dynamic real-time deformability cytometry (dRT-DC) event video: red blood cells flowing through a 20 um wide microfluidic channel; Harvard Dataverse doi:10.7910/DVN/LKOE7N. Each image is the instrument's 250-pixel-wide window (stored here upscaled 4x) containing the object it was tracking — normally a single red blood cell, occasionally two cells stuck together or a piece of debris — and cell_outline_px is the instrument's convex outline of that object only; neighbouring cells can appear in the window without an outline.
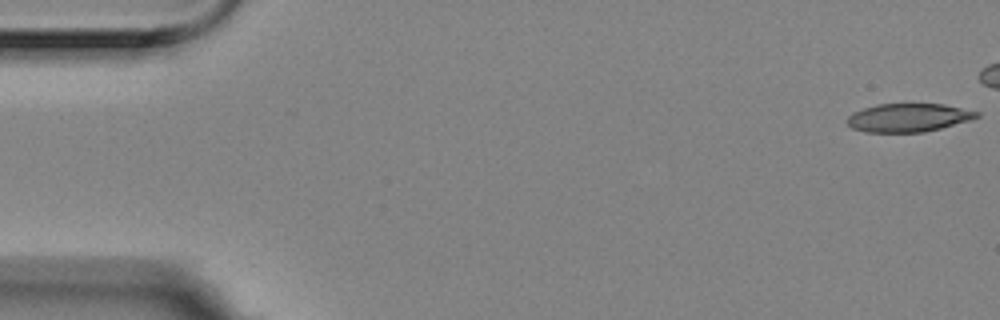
{"species": "Egyptian fruit bat (a non-hibernating species)", "species_latin": "Rousettus aegyptiacus", "temperature_condition": "room temperature", "stored_images_in_passage": 17, "camera_frame_rate_fps": 3000, "um_per_image_px": 0.085, "animal": {"sex": "female"}, "frame": {"image": 1, "passage_image": 1, "time_ms": 0.0, "image_size_px": [1000, 320], "cell_outline_px": [[980, 116], [972, 120], [924, 132], [868, 132], [852, 128], [848, 124], [848, 116], [852, 112], [876, 104], [944, 104], [980, 112]], "centroid_in_image_um": [77.24, 9.99], "position_along_channel_um": 7.8, "area_um2": 21.39}}
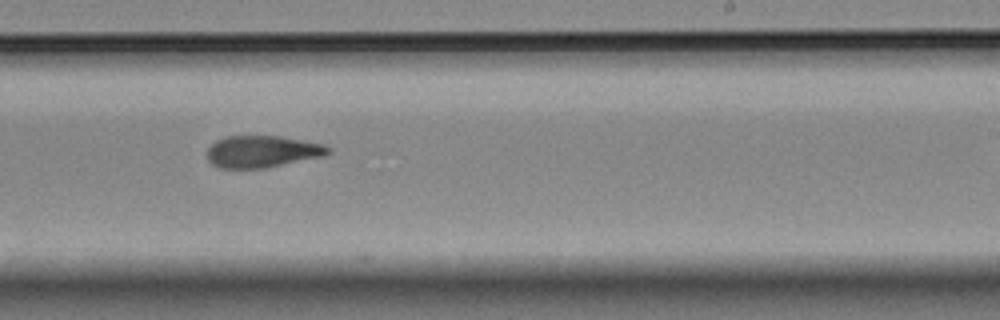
{"frame": {"image": 2, "passage_image": 10, "time_ms": 3.0, "image_size_px": [1000, 320], "cell_outline_px": [[332, 152], [324, 156], [264, 168], [220, 168], [212, 164], [208, 160], [208, 148], [216, 140], [224, 136], [280, 136], [324, 144], [332, 148]], "centroid_in_image_um": [22.31, 12.87], "position_along_channel_um": 266.7, "area_um2": 22.54}}
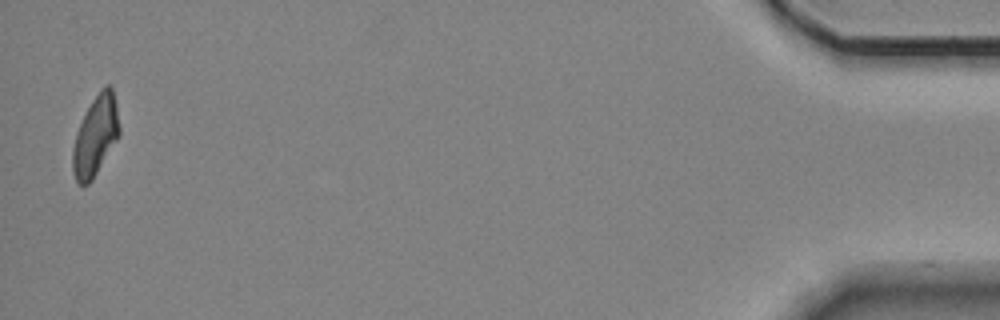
{"frame": {"image": 3, "passage_image": 17, "time_ms": 5.333, "image_size_px": [1000, 320], "cell_outline_px": [[120, 136], [92, 180], [88, 184], [76, 184], [72, 172], [72, 148], [76, 132], [92, 100], [100, 88], [104, 84], [108, 84], [112, 88], [116, 104], [120, 128]], "centroid_in_image_um": [8.11, 11.56], "position_along_channel_um": 427.1, "area_um2": 21.91}}